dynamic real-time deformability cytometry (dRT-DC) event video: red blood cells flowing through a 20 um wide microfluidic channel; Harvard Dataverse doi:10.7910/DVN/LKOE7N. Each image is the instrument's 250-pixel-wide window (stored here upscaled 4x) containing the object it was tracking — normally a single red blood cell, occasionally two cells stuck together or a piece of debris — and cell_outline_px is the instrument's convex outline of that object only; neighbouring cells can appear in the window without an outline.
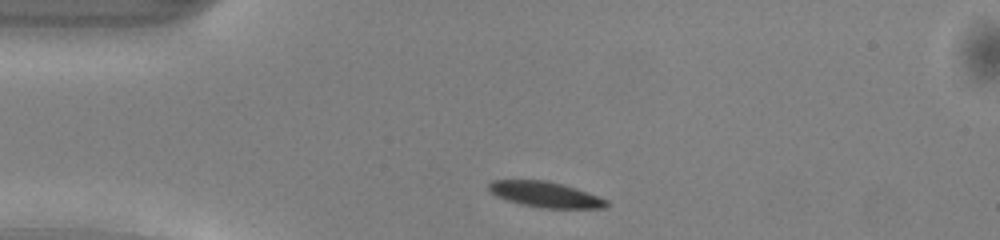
{"species": "common noctule bat (a hibernating species)", "species_latin": "Nyctalus noctula", "temperature_condition": "warm", "stored_images_in_passage": 39, "camera_frame_rate_fps": 3000, "um_per_image_px": 0.085, "animal": {"sex": "male", "body_mass_g": 13.0, "forearm_length_mm": 53.1}, "frame": {"image": 1, "passage_image": 1, "time_ms": 0.0, "image_size_px": [1000, 240], "cell_outline_px": [[608, 208], [540, 208], [520, 204], [496, 196], [488, 188], [488, 184], [492, 180], [548, 180], [564, 184], [588, 192], [608, 200]], "centroid_in_image_um": [46.38, 16.53], "position_along_channel_um": 38.6, "area_um2": 17.69}}
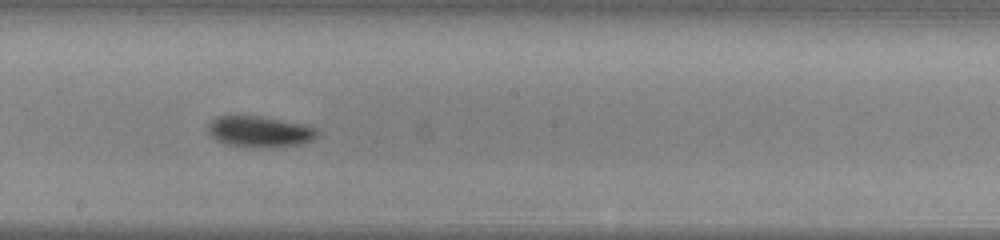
{"frame": {"image": 2, "passage_image": 17, "time_ms": 5.333, "image_size_px": [1000, 240], "cell_outline_px": [[320, 136], [312, 140], [300, 144], [264, 148], [228, 144], [216, 140], [208, 132], [208, 124], [212, 120], [220, 116], [260, 116], [308, 124], [316, 128], [320, 132]], "centroid_in_image_um": [22.15, 11.18], "position_along_channel_um": 226.0, "area_um2": 19.88}}
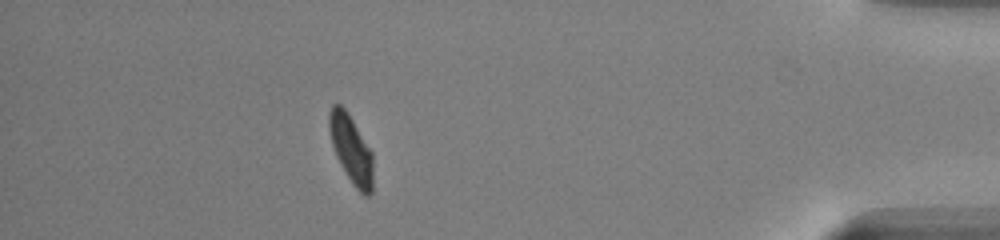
{"frame": {"image": 3, "passage_image": 34, "time_ms": 11.0, "image_size_px": [1000, 240], "cell_outline_px": [[372, 192], [368, 196], [364, 196], [352, 184], [340, 164], [336, 156], [332, 144], [328, 128], [328, 112], [332, 104], [340, 104], [348, 112], [372, 152]], "centroid_in_image_um": [29.82, 12.66], "position_along_channel_um": 405.4, "area_um2": 17.46}, "authors_computed_cell_mechanics": {"area_um2": 18.6116, "velocity_mm_per_s": 4.0981, "shape_relaxation_time_tau1_ms": 2.8604, "shape_relaxation_time_tau2_ms": 3.5257, "deformation_change_tau1": 0.123, "deformation_change_tau2": 0.0748}}